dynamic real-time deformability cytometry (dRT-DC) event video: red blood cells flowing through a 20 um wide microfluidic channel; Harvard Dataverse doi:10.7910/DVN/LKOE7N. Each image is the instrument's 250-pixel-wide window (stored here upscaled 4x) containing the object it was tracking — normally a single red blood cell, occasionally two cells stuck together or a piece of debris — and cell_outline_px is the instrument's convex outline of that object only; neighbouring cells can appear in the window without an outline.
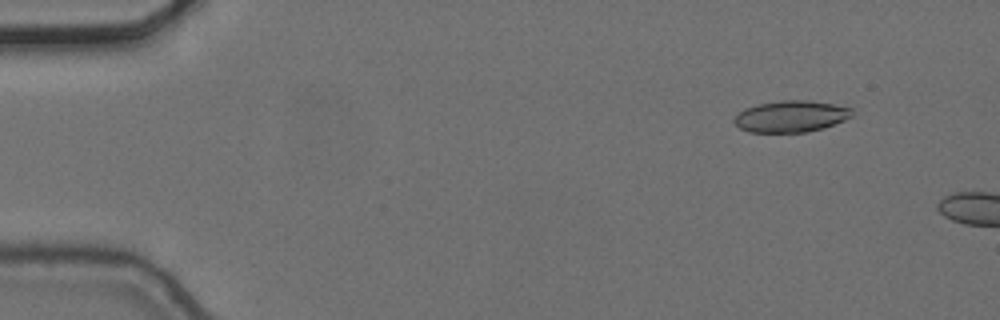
{"species": "common noctule bat (a hibernating species)", "species_latin": "Nyctalus noctula", "temperature_condition": "cold", "stored_images_in_passage": 5, "camera_frame_rate_fps": 3000, "um_per_image_px": 0.085, "animal": {"sex": "female", "body_mass_g": 24.6, "forearm_length_mm": 56.2}, "frame": {"image": 1, "passage_image": 2, "time_ms": 0.333, "image_size_px": [1000, 320], "cell_outline_px": [[852, 116], [844, 120], [824, 128], [808, 132], [748, 132], [740, 128], [732, 120], [744, 108], [760, 104], [780, 100], [808, 100], [832, 104], [852, 108]], "centroid_in_image_um": [67.23, 9.89], "position_along_channel_um": 17.8, "area_um2": 21.56}}